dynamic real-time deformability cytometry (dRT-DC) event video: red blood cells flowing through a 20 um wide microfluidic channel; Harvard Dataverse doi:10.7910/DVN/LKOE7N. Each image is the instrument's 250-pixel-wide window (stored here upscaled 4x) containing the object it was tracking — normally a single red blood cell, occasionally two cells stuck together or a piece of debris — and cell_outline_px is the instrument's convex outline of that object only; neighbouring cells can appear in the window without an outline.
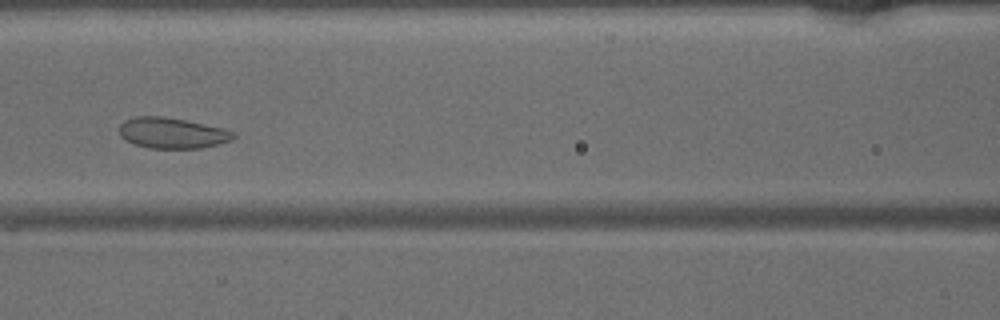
{"species": "common noctule bat (a hibernating species)", "species_latin": "Nyctalus noctula", "temperature_condition": "warm", "stored_images_in_passage": 47, "camera_frame_rate_fps": 3000, "um_per_image_px": 0.085, "animal": {"sex": "male", "body_mass_g": 15.6}, "frame": {"image": 1, "passage_image": 21, "time_ms": 6.667, "image_size_px": [1000, 320], "cell_outline_px": [[236, 136], [232, 140], [200, 148], [148, 148], [124, 140], [120, 136], [120, 124], [124, 120], [136, 116], [164, 116], [184, 120], [220, 128], [232, 132]], "centroid_in_image_um": [14.57, 11.3], "position_along_channel_um": 152.0, "area_um2": 20.17}}
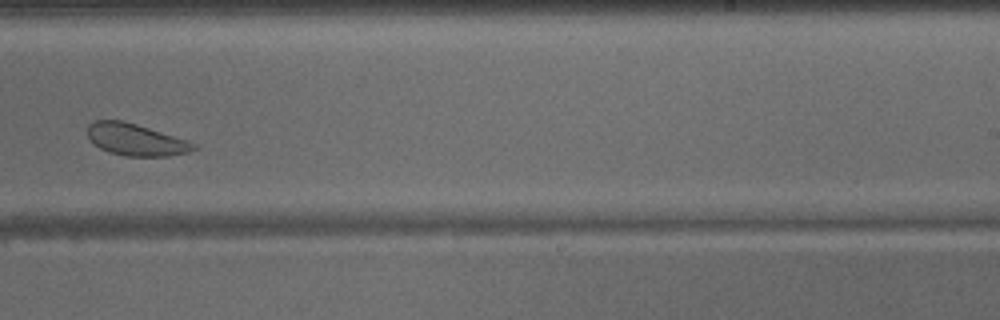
{"frame": {"image": 2, "passage_image": 30, "time_ms": 9.667, "image_size_px": [1000, 320], "cell_outline_px": [[200, 148], [188, 152], [168, 156], [124, 156], [108, 152], [92, 144], [88, 140], [88, 124], [96, 120], [124, 120], [188, 140], [200, 144]], "centroid_in_image_um": [11.56, 11.87], "position_along_channel_um": 277.4, "area_um2": 20.11}}
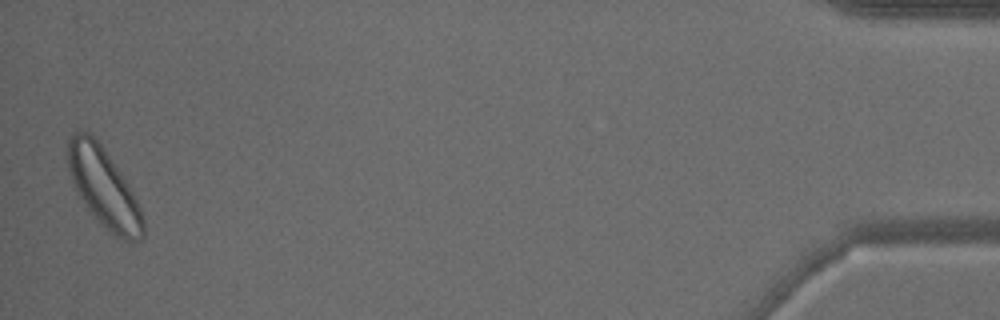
{"frame": {"image": 3, "passage_image": 47, "time_ms": 15.333, "image_size_px": [1000, 320], "cell_outline_px": [[144, 236], [140, 240], [120, 240], [108, 232], [100, 224], [76, 192], [68, 168], [68, 140], [72, 132], [92, 132], [132, 192], [140, 208], [144, 220]], "centroid_in_image_um": [8.81, 15.98], "position_along_channel_um": 426.4, "area_um2": 34.1}}